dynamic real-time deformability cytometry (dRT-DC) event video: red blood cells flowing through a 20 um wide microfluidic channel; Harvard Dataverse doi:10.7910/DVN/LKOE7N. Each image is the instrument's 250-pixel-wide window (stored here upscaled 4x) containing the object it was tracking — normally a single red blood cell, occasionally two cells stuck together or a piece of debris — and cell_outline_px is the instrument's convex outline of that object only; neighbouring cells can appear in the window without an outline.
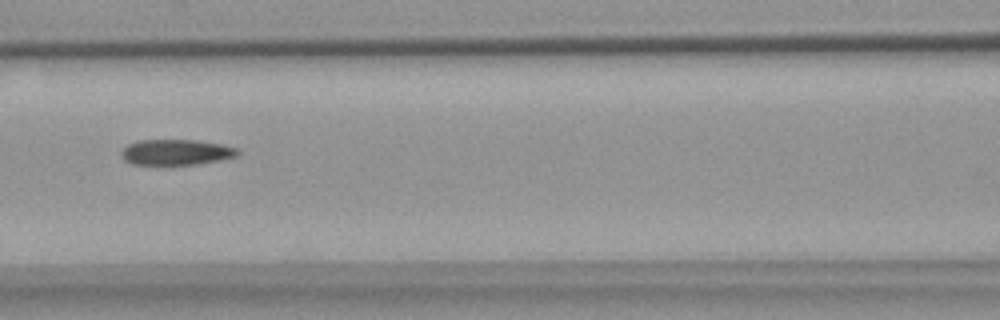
{"species": "common noctule bat (a hibernating species)", "species_latin": "Nyctalus noctula", "temperature_condition": "warm", "stored_images_in_passage": 4, "camera_frame_rate_fps": 3000, "um_per_image_px": 0.085, "animal": {"sex": "female", "body_mass_g": 18.4}, "frame": {"image": 1, "passage_image": 3, "time_ms": 2.333, "image_size_px": [1000, 320], "cell_outline_px": [[240, 152], [236, 156], [196, 164], [132, 164], [124, 160], [120, 156], [120, 152], [128, 144], [140, 140], [196, 140], [220, 144], [236, 148]], "centroid_in_image_um": [14.92, 12.93], "position_along_channel_um": 151.7, "area_um2": 17.11}}
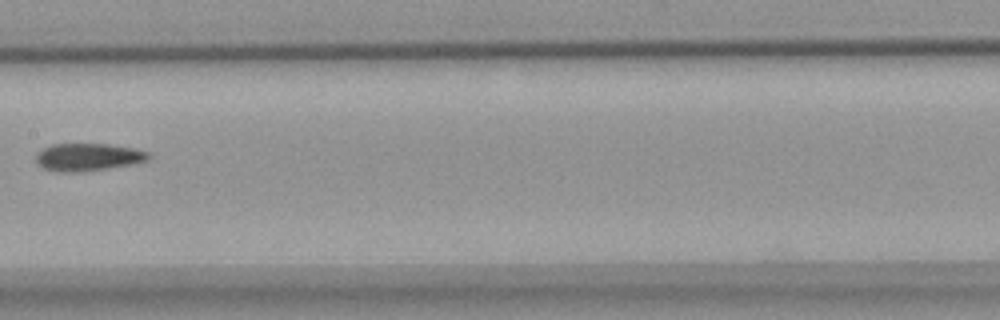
{"frame": {"image": 2, "passage_image": 4, "time_ms": 3.667, "image_size_px": [1000, 320], "cell_outline_px": [[152, 156], [148, 160], [132, 164], [108, 168], [80, 172], [56, 172], [44, 168], [36, 164], [36, 152], [52, 144], [108, 144], [136, 148], [152, 152]], "centroid_in_image_um": [7.51, 13.35], "position_along_channel_um": 199.9, "area_um2": 18.38}}